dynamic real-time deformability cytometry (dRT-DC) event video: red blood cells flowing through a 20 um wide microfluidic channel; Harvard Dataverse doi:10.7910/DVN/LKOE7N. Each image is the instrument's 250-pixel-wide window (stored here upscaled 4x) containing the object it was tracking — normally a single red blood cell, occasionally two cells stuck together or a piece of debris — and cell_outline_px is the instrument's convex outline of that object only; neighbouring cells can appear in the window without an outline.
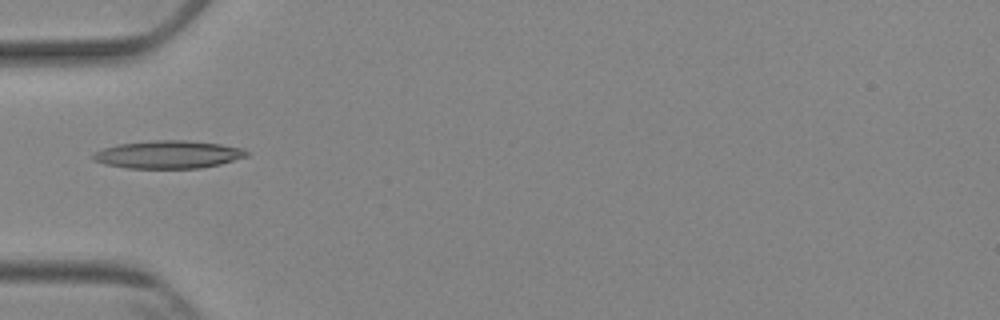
{"species": "Egyptian fruit bat (a non-hibernating species)", "species_latin": "Rousettus aegyptiacus", "temperature_condition": "cold", "stored_images_in_passage": 6, "camera_frame_rate_fps": 3000, "um_per_image_px": 0.085, "animal": {"sex": "female"}, "frame": {"image": 1, "passage_image": 6, "time_ms": 5.667, "image_size_px": [1000, 320], "cell_outline_px": [[248, 156], [220, 164], [200, 168], [128, 168], [104, 164], [92, 160], [92, 152], [116, 144], [156, 140], [188, 140], [220, 144], [244, 148], [248, 152]], "centroid_in_image_um": [14.28, 13.13], "position_along_channel_um": 70.7, "area_um2": 25.03}}